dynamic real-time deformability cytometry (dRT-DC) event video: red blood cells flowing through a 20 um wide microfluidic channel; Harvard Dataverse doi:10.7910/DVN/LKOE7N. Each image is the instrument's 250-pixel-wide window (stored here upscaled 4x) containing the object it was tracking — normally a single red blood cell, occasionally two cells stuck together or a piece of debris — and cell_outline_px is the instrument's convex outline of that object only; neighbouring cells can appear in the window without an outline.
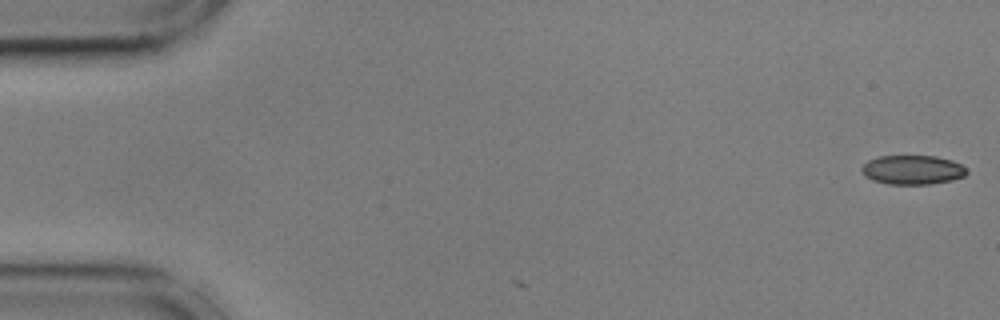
{"species": "common noctule bat (a hibernating species)", "species_latin": "Nyctalus noctula", "temperature_condition": "cold", "stored_images_in_passage": 2, "camera_frame_rate_fps": 3000, "um_per_image_px": 0.085, "animal": {"sex": "male", "body_mass_g": 17.9, "forearm_length_mm": 54.2}, "frame": {"image": 1, "passage_image": 2, "time_ms": 0.333, "image_size_px": [1000, 320], "cell_outline_px": [[968, 172], [964, 176], [952, 180], [928, 184], [888, 184], [872, 180], [864, 176], [860, 168], [868, 160], [880, 156], [936, 156], [952, 160], [960, 164]], "centroid_in_image_um": [77.54, 14.43], "position_along_channel_um": 7.5, "area_um2": 17.86}}